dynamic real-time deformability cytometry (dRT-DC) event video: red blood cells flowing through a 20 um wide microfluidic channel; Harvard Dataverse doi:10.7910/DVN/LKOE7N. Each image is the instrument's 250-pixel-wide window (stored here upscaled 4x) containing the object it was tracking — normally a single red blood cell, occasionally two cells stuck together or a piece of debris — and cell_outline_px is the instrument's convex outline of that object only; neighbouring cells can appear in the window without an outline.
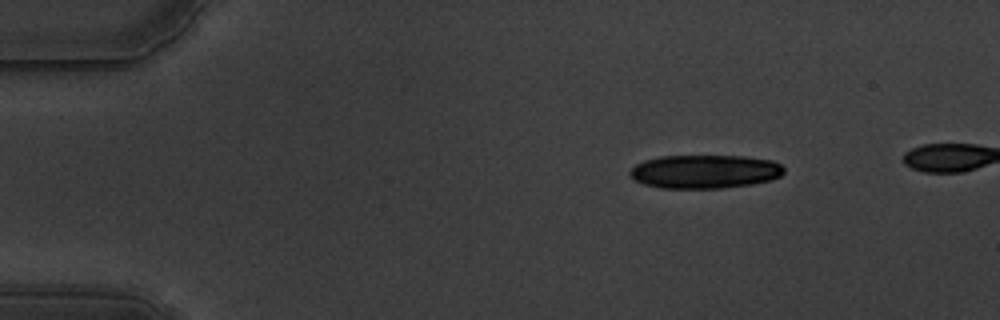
{"species": "common noctule bat (a hibernating species)", "species_latin": "Nyctalus noctula", "temperature_condition": "warm", "stored_images_in_passage": 47, "camera_frame_rate_fps": 3000, "um_per_image_px": 0.085, "animal": {"sex": "male", "body_mass_g": 19.5, "forearm_length_mm": 54.6}, "frame": {"image": 1, "passage_image": 1, "time_ms": 0.0, "image_size_px": [1000, 320], "cell_outline_px": [[784, 172], [780, 176], [772, 180], [752, 184], [720, 188], [660, 188], [644, 184], [632, 180], [628, 172], [636, 164], [644, 160], [660, 156], [744, 156], [772, 160], [780, 164], [784, 168]], "centroid_in_image_um": [59.89, 14.58], "position_along_channel_um": 25.1, "area_um2": 30.35}, "authors_computed_cell_mechanics": {"area_um2": 19.3052, "velocity_mm_per_s": 3.5185, "shape_relaxation_time_tau1_ms": 3.0437, "shape_relaxation_time_tau2_ms": 7.646, "deformation_change_tau1": 0.1481, "deformation_change_tau2": 0.1338}}